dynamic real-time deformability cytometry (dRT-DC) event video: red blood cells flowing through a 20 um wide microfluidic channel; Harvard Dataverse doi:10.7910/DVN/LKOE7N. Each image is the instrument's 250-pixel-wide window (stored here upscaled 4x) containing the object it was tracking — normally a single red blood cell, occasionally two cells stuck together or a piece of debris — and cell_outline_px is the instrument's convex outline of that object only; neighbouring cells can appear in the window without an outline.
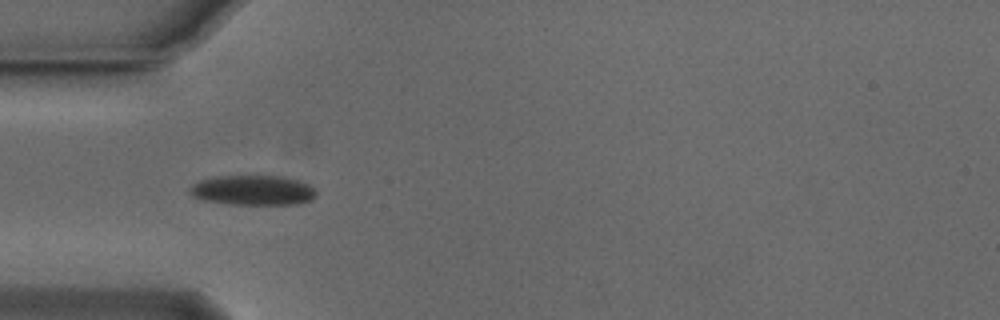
{"species": "Egyptian fruit bat (a non-hibernating species)", "species_latin": "Rousettus aegyptiacus", "temperature_condition": "cold", "stored_images_in_passage": 38, "camera_frame_rate_fps": 3000, "um_per_image_px": 0.085, "animal": {"sex": "male"}, "frame": {"image": 1, "passage_image": 1, "time_ms": 0.0, "image_size_px": [1000, 320], "cell_outline_px": [[316, 196], [312, 200], [300, 204], [228, 204], [204, 200], [192, 196], [188, 192], [188, 188], [192, 184], [200, 180], [216, 176], [280, 176], [300, 180], [308, 184], [316, 192]], "centroid_in_image_um": [21.48, 16.17], "position_along_channel_um": 63.5, "area_um2": 22.2}}
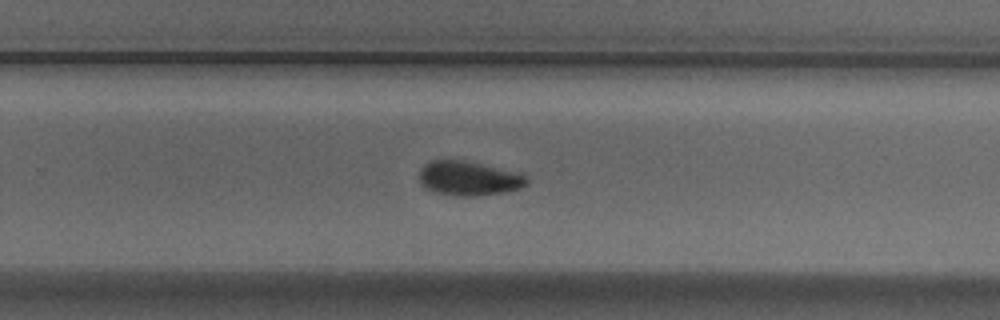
{"frame": {"image": 2, "passage_image": 19, "time_ms": 6.0, "image_size_px": [1000, 320], "cell_outline_px": [[528, 184], [520, 188], [504, 192], [476, 196], [460, 196], [436, 192], [424, 188], [420, 184], [420, 168], [428, 160], [464, 160], [520, 172], [528, 180]], "centroid_in_image_um": [39.83, 15.15], "position_along_channel_um": 290.0, "area_um2": 21.68}}
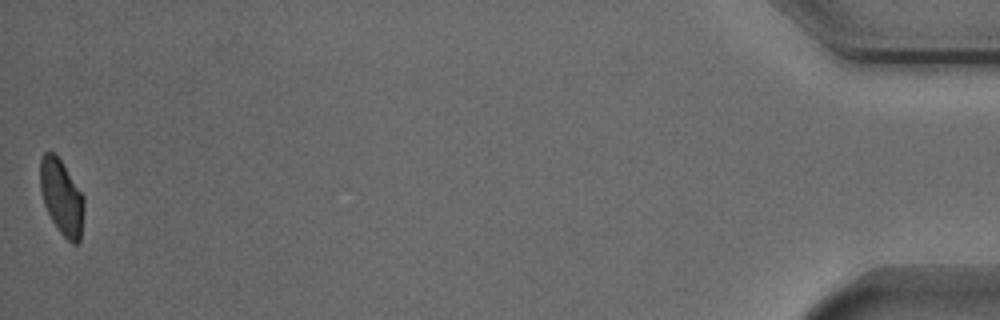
{"frame": {"image": 3, "passage_image": 38, "time_ms": 12.333, "image_size_px": [1000, 320], "cell_outline_px": [[84, 204], [80, 240], [76, 244], [72, 244], [60, 232], [52, 220], [44, 204], [40, 188], [40, 156], [44, 152], [52, 152], [60, 160], [84, 196]], "centroid_in_image_um": [5.23, 16.76], "position_along_channel_um": 430.0, "area_um2": 18.96}, "authors_computed_cell_mechanics": {"area_um2": 21.1837, "velocity_mm_per_s": 3.8077, "shape_relaxation_time_tau1_ms": 5.1104, "shape_relaxation_time_tau2_ms": null, "deformation_change_tau1": 0.1299, "deformation_change_tau2": null}}